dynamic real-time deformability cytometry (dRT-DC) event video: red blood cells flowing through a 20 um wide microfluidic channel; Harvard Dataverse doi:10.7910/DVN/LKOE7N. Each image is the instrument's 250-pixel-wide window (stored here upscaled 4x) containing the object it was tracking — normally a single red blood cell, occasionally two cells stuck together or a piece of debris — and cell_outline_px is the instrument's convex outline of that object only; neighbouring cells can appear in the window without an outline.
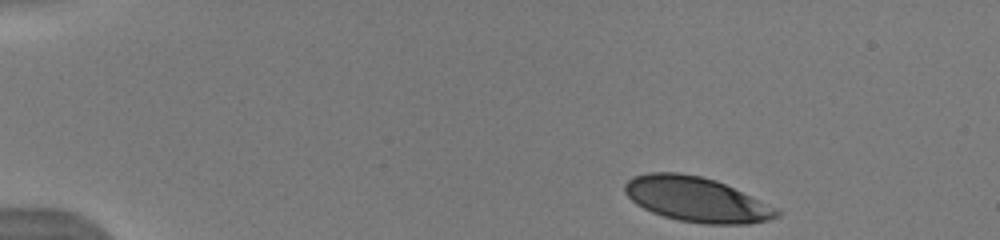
{"species": "human", "species_latin": "Homo sapiens", "temperature_condition": "warm", "stored_images_in_passage": 45, "camera_frame_rate_fps": 3000, "um_per_image_px": 0.085, "donor": {"sex": "male"}, "frame": {"image": 1, "passage_image": 1, "time_ms": 0.0, "image_size_px": [1000, 240], "cell_outline_px": [[780, 216], [768, 220], [748, 224], [704, 224], [680, 220], [664, 216], [652, 212], [636, 204], [624, 192], [624, 184], [632, 176], [648, 172], [680, 172], [700, 176], [716, 180], [752, 196], [776, 208], [780, 212]], "centroid_in_image_um": [59.18, 16.94], "position_along_channel_um": 25.8, "area_um2": 39.65}}
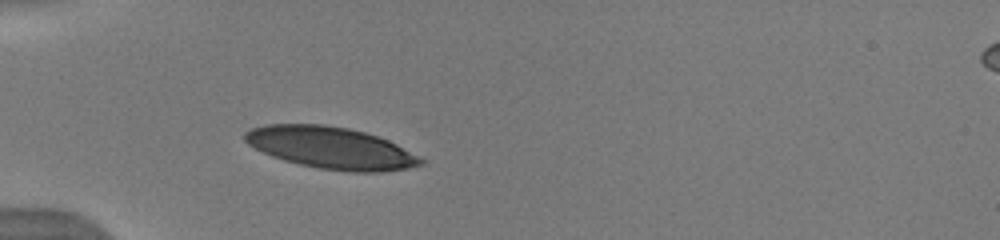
{"frame": {"image": 2, "passage_image": 10, "time_ms": 3.0, "image_size_px": [1000, 240], "cell_outline_px": [[424, 164], [408, 168], [380, 172], [348, 172], [320, 168], [300, 164], [284, 160], [272, 156], [248, 144], [244, 140], [244, 132], [252, 128], [264, 124], [324, 124], [348, 128], [364, 132], [388, 140], [396, 144], [424, 160]], "centroid_in_image_um": [28.11, 12.56], "position_along_channel_um": 56.9, "area_um2": 42.66}, "authors_computed_cell_mechanics": {"area_um2": 43.061, "velocity_mm_per_s": 3.9367, "shape_relaxation_time_tau1_ms": 2.6559, "shape_relaxation_time_tau2_ms": 0.9895, "deformation_change_tau1": 0.1601, "deformation_change_tau2": 0.0791}}